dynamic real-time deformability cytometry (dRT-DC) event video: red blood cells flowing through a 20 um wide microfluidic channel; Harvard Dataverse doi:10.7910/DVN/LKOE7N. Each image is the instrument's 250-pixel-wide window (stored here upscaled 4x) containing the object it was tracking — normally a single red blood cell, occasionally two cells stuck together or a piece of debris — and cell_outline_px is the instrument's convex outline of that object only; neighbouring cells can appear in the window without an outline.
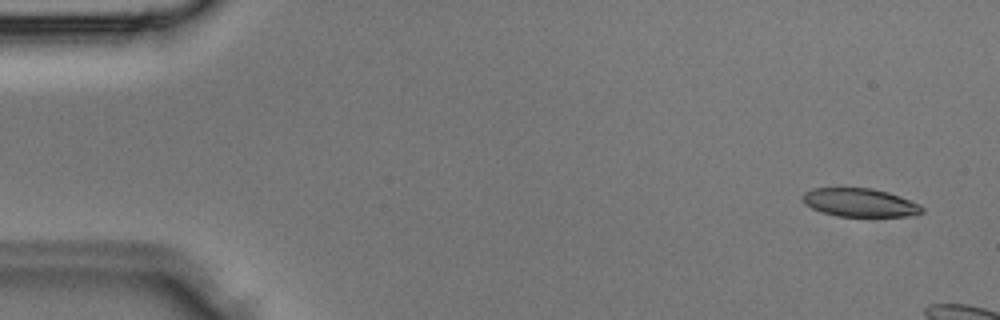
{"species": "Egyptian fruit bat (a non-hibernating species)", "species_latin": "Rousettus aegyptiacus", "temperature_condition": "room temperature", "stored_images_in_passage": 7, "camera_frame_rate_fps": 3000, "um_per_image_px": 0.085, "animal": {"sex": "male"}, "frame": {"image": 1, "passage_image": 2, "time_ms": 0.333, "image_size_px": [1000, 320], "cell_outline_px": [[924, 212], [904, 216], [836, 216], [812, 208], [804, 204], [800, 196], [804, 192], [812, 188], [872, 188], [888, 192], [900, 196], [920, 204], [924, 208]], "centroid_in_image_um": [73.06, 17.21], "position_along_channel_um": 11.9, "area_um2": 19.77}}